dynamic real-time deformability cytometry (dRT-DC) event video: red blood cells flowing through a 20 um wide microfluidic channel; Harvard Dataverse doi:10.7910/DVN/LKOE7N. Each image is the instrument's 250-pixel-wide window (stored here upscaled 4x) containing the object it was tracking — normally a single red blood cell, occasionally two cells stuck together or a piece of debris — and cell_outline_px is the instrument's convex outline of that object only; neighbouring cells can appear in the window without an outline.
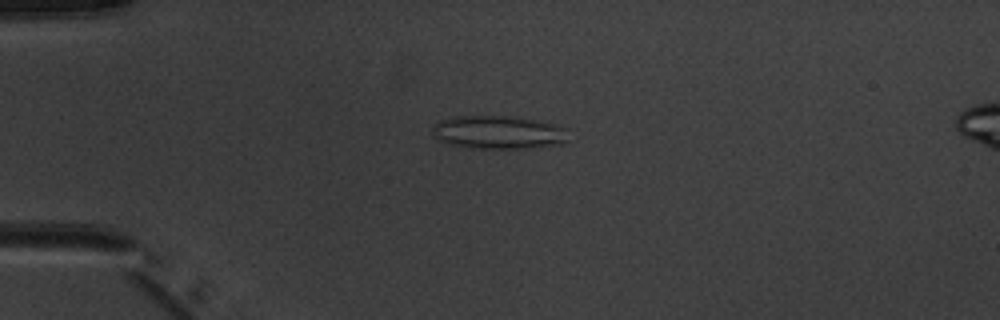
{"species": "common noctule bat (a hibernating species)", "species_latin": "Nyctalus noctula", "temperature_condition": "warm", "stored_images_in_passage": 5, "camera_frame_rate_fps": 3000, "um_per_image_px": 0.085, "animal": {"sex": "male", "body_mass_g": 20.1, "forearm_length_mm": 53.5}, "frame": {"image": 1, "passage_image": 4, "time_ms": 3.333, "image_size_px": [1000, 320], "cell_outline_px": [[568, 140], [564, 144], [528, 148], [472, 148], [452, 144], [436, 140], [432, 132], [432, 128], [440, 120], [456, 116], [508, 116], [540, 120], [556, 124], [568, 128]], "centroid_in_image_um": [42.43, 11.24], "position_along_channel_um": 42.6, "area_um2": 26.7}}